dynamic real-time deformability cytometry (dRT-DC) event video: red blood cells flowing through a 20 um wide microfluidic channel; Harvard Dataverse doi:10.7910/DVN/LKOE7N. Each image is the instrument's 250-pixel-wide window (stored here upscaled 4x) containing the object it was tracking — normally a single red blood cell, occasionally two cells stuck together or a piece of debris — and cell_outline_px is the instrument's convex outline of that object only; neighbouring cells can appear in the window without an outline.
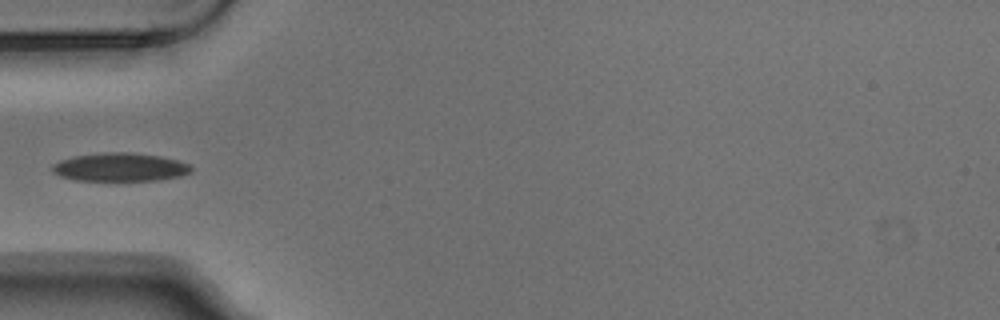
{"species": "Egyptian fruit bat (a non-hibernating species)", "species_latin": "Rousettus aegyptiacus", "temperature_condition": "warm", "stored_images_in_passage": 1, "camera_frame_rate_fps": 3000, "um_per_image_px": 0.085, "animal": {"sex": "male"}, "frame": {"image": 1, "passage_image": 1, "time_ms": 0.0, "image_size_px": [1000, 320], "cell_outline_px": [[192, 172], [180, 176], [160, 180], [76, 180], [60, 176], [52, 172], [52, 164], [60, 160], [76, 156], [104, 152], [132, 152], [160, 156], [176, 160], [188, 164], [192, 168]], "centroid_in_image_um": [10.2, 14.2], "position_along_channel_um": 74.8, "area_um2": 22.89}}